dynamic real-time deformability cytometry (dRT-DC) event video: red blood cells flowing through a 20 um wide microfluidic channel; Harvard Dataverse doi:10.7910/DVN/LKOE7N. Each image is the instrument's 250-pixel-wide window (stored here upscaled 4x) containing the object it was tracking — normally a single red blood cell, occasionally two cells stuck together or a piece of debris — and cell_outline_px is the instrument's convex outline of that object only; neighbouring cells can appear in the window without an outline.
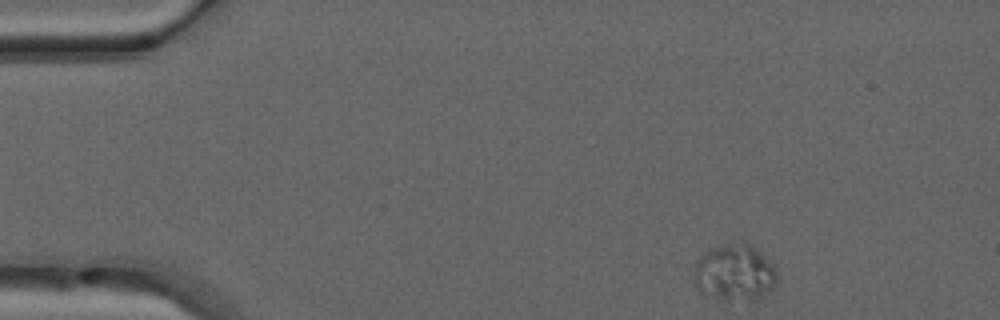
{"species": "common noctule bat (a hibernating species)", "species_latin": "Nyctalus noctula", "temperature_condition": "warm", "stored_images_in_passage": 46, "camera_frame_rate_fps": 3000, "um_per_image_px": 0.085, "animal": {"sex": "male", "forearm_length_mm": 52.5}, "frame": {"image": 1, "passage_image": 1, "time_ms": 0.0, "image_size_px": [1000, 320], "cell_outline_px": [[776, 288], [756, 304], [748, 304], [724, 300], [700, 292], [696, 284], [692, 272], [696, 260], [708, 248], [720, 244], [740, 240], [744, 240], [752, 244], [776, 268]], "centroid_in_image_um": [62.48, 23.2], "position_along_channel_um": 22.5, "area_um2": 29.07}}
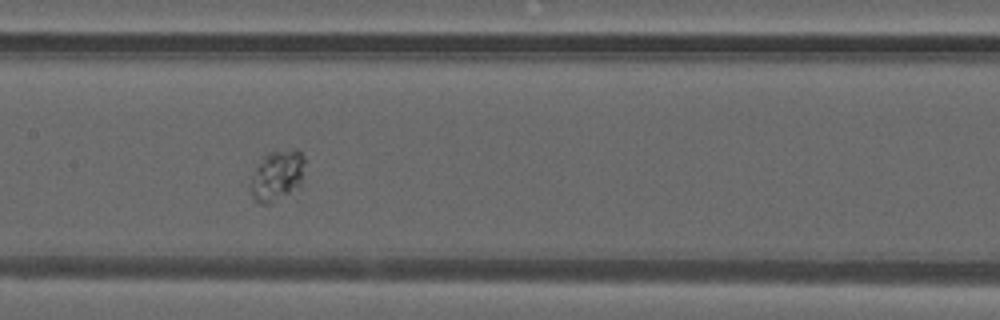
{"frame": {"image": 2, "passage_image": 20, "time_ms": 6.333, "image_size_px": [1000, 320], "cell_outline_px": [[304, 164], [300, 188], [296, 200], [272, 204], [260, 204], [252, 200], [248, 188], [248, 184], [256, 168], [264, 156], [268, 152], [296, 148], [304, 156]], "centroid_in_image_um": [23.59, 15.07], "position_along_channel_um": 183.8, "area_um2": 17.57}}
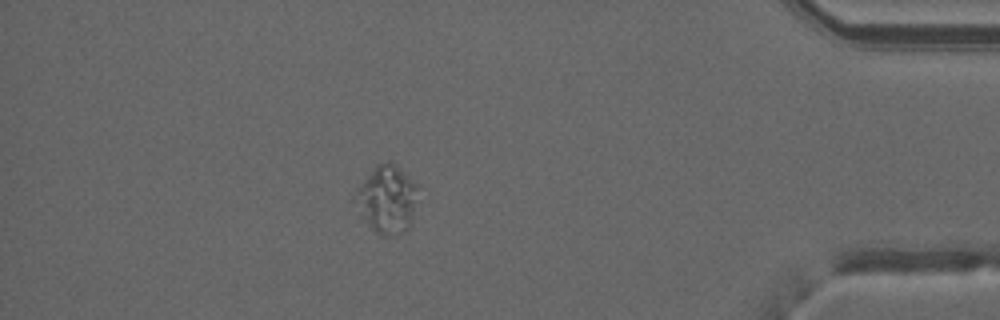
{"frame": {"image": 3, "passage_image": 40, "time_ms": 13.0, "image_size_px": [1000, 320], "cell_outline_px": [[416, 188], [412, 220], [408, 228], [400, 232], [388, 236], [380, 236], [372, 228], [352, 200], [352, 196], [376, 164], [388, 160], [392, 160], [416, 184]], "centroid_in_image_um": [32.86, 16.9], "position_along_channel_um": 402.3, "area_um2": 24.22}, "authors_computed_cell_mechanics": {"area_um2": 23.3223, "velocity_mm_per_s": 3.9153, "shape_relaxation_time_tau1_ms": 3.0406, "shape_relaxation_time_tau2_ms": null, "deformation_change_tau1": null, "deformation_change_tau2": null}}